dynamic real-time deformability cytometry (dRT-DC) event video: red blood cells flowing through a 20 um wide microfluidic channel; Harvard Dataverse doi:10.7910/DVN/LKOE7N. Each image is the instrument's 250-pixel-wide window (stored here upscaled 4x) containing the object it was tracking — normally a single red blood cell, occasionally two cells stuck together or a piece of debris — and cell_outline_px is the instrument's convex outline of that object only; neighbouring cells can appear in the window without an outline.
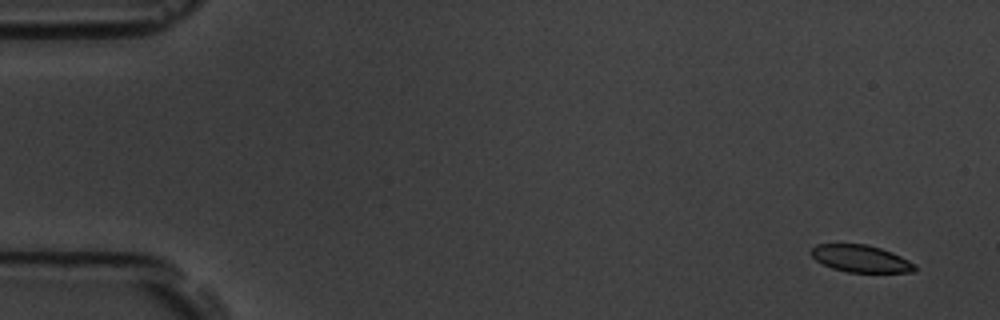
{"species": "common noctule bat (a hibernating species)", "species_latin": "Nyctalus noctula", "temperature_condition": "room temperature", "stored_images_in_passage": 6, "camera_frame_rate_fps": 3000, "um_per_image_px": 0.085, "animal": {"sex": "male", "body_mass_g": 19.5, "forearm_length_mm": 54.6}, "frame": {"image": 1, "passage_image": 2, "time_ms": 1.0, "image_size_px": [1000, 320], "cell_outline_px": [[916, 272], [848, 272], [832, 268], [816, 260], [808, 252], [816, 244], [864, 244], [880, 248], [892, 252], [916, 264]], "centroid_in_image_um": [73.16, 21.98], "position_along_channel_um": 11.8, "area_um2": 16.36}}
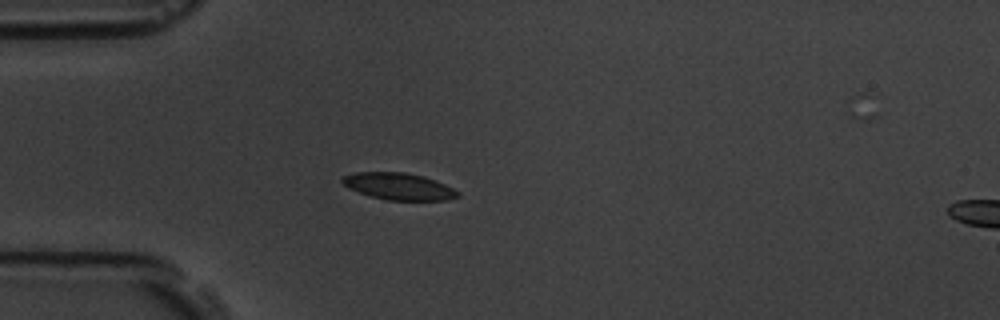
{"frame": {"image": 2, "passage_image": 5, "time_ms": 5.333, "image_size_px": [1000, 320], "cell_outline_px": [[460, 196], [448, 200], [388, 200], [372, 196], [348, 188], [340, 180], [344, 176], [356, 172], [404, 172], [424, 176], [444, 184], [460, 192]], "centroid_in_image_um": [33.91, 15.84], "position_along_channel_um": 51.1, "area_um2": 17.92}}